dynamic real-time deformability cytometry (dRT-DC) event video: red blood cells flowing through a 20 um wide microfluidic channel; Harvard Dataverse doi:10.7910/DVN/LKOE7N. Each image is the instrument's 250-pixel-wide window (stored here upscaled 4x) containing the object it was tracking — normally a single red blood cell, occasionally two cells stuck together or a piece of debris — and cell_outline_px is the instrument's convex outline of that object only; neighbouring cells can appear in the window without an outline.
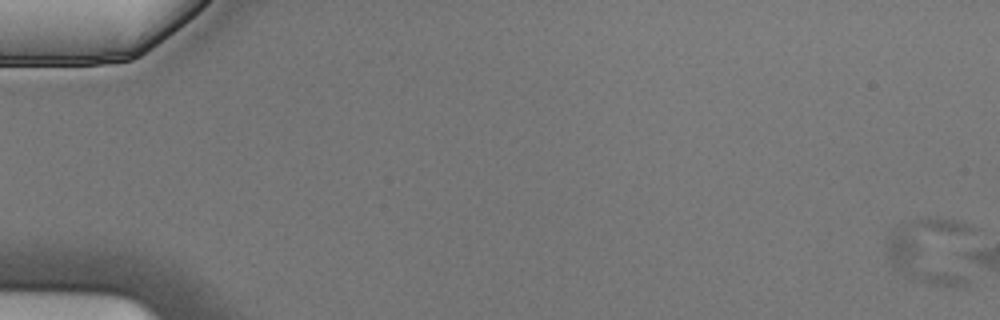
{"species": "Egyptian fruit bat (a non-hibernating species)", "species_latin": "Rousettus aegyptiacus", "temperature_condition": "cold", "stored_images_in_passage": 6, "camera_frame_rate_fps": 3000, "um_per_image_px": 0.085, "animal": {"sex": "male"}, "frame": {"image": 1, "passage_image": 1, "time_ms": 0.0, "image_size_px": [1000, 320], "cell_outline_px": [[976, 228], [968, 284], [964, 288], [928, 284], [912, 280], [892, 268], [888, 252], [888, 236], [896, 224], [920, 216], [936, 216], [956, 220]], "centroid_in_image_um": [79.29, 21.29], "position_along_channel_um": 5.7, "area_um2": 36.88}}